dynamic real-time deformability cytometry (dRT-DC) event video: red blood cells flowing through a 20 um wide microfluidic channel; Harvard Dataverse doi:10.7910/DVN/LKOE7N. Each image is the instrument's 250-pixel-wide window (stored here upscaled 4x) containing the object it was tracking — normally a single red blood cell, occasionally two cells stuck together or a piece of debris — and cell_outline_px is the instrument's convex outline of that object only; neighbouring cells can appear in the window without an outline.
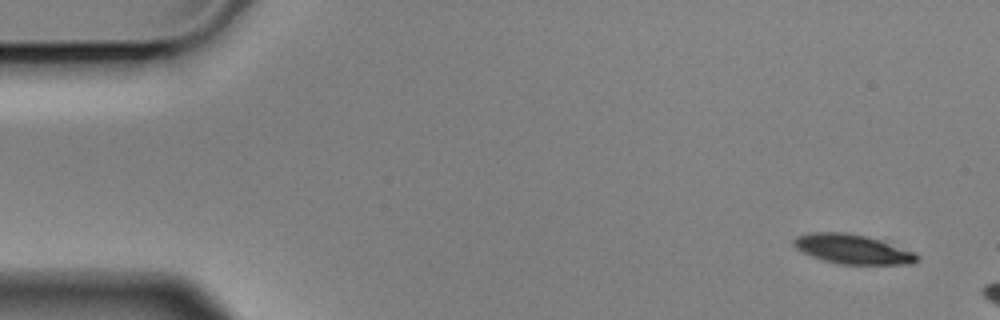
{"species": "Egyptian fruit bat (a non-hibernating species)", "species_latin": "Rousettus aegyptiacus", "temperature_condition": "cold", "stored_images_in_passage": 3, "camera_frame_rate_fps": 3000, "um_per_image_px": 0.085, "animal": {"sex": "male"}, "frame": {"image": 1, "passage_image": 1, "time_ms": 0.0, "image_size_px": [1000, 320], "cell_outline_px": [[920, 260], [916, 264], [840, 264], [824, 260], [812, 256], [796, 248], [792, 244], [792, 240], [796, 236], [808, 232], [844, 232], [868, 236], [916, 252], [920, 256]], "centroid_in_image_um": [72.51, 21.17], "position_along_channel_um": 12.5, "area_um2": 21.39}}